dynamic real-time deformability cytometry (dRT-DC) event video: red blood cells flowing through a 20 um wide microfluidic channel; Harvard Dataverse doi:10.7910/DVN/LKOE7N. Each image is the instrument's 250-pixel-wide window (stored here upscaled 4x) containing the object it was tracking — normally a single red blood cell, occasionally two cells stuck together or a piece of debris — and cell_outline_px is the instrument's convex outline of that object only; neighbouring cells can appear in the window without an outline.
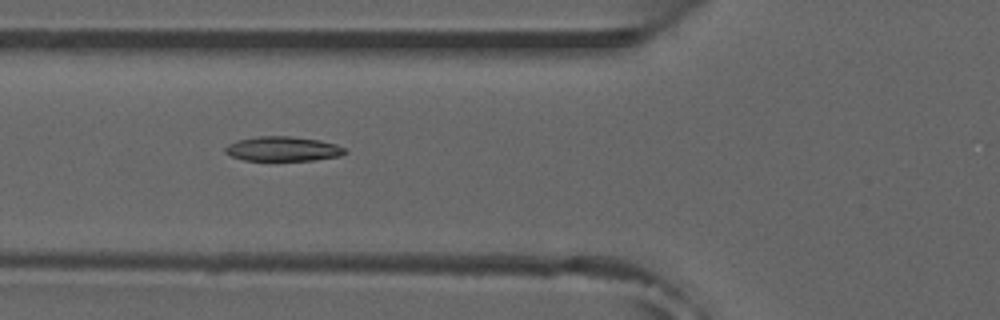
{"species": "common noctule bat (a hibernating species)", "species_latin": "Nyctalus noctula", "temperature_condition": "room temperature", "stored_images_in_passage": 46, "camera_frame_rate_fps": 3000, "um_per_image_px": 0.085, "animal": {"sex": "male", "forearm_length_mm": 52.5}, "frame": {"image": 1, "passage_image": 20, "time_ms": 6.333, "image_size_px": [1000, 320], "cell_outline_px": [[348, 152], [340, 156], [312, 160], [244, 160], [232, 156], [224, 152], [224, 148], [228, 144], [236, 140], [260, 136], [288, 136], [320, 140], [336, 144], [344, 148]], "centroid_in_image_um": [24.04, 12.65], "position_along_channel_um": 101.8, "area_um2": 17.11}}